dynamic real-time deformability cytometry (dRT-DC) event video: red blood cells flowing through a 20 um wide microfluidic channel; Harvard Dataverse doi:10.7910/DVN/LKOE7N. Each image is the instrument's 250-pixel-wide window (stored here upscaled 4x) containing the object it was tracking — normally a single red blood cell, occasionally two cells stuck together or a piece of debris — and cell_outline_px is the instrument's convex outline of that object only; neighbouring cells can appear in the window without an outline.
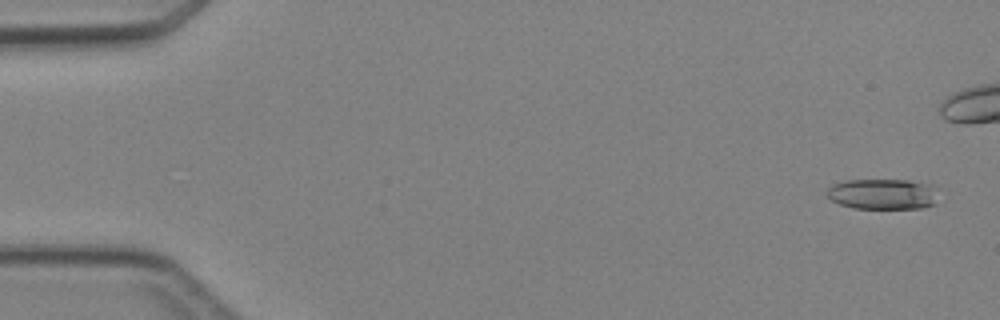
{"species": "Egyptian fruit bat (a non-hibernating species)", "species_latin": "Rousettus aegyptiacus", "temperature_condition": "cold", "stored_images_in_passage": 5, "camera_frame_rate_fps": 3000, "um_per_image_px": 0.085, "animal": {"sex": "female"}, "frame": {"image": 1, "passage_image": 1, "time_ms": 0.0, "image_size_px": [1000, 320], "cell_outline_px": [[936, 204], [924, 208], [852, 208], [840, 204], [832, 200], [828, 196], [828, 188], [836, 184], [848, 180], [908, 180], [932, 184], [936, 188]], "centroid_in_image_um": [75.1, 16.5], "position_along_channel_um": 9.9, "area_um2": 19.83}}